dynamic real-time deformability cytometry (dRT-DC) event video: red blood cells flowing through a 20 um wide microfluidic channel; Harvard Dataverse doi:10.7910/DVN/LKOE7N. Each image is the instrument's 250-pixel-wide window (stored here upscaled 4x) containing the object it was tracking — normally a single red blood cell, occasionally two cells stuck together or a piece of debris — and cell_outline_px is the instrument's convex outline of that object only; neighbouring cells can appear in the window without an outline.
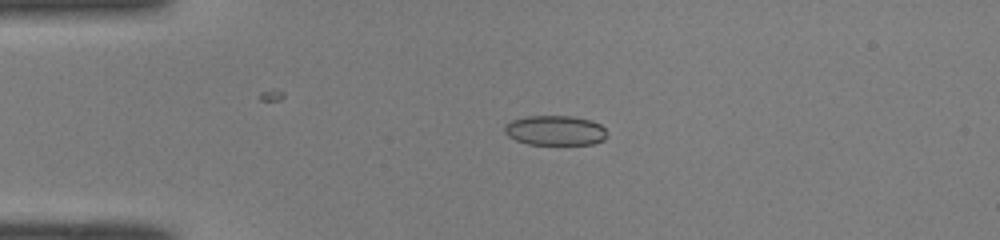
{"species": "common noctule bat (a hibernating species)", "species_latin": "Nyctalus noctula", "temperature_condition": "room temperature", "stored_images_in_passage": 50, "camera_frame_rate_fps": 3000, "um_per_image_px": 0.085, "animal": {"sex": "male", "body_mass_g": 19.0, "forearm_length_mm": 50.8}, "frame": {"image": 1, "passage_image": 12, "time_ms": 3.667, "image_size_px": [1000, 240], "cell_outline_px": [[608, 136], [604, 140], [592, 144], [528, 144], [516, 140], [508, 136], [504, 132], [504, 124], [512, 120], [524, 116], [572, 116], [592, 120], [600, 124], [608, 132]], "centroid_in_image_um": [47.2, 11.08], "position_along_channel_um": 37.8, "area_um2": 18.03}}
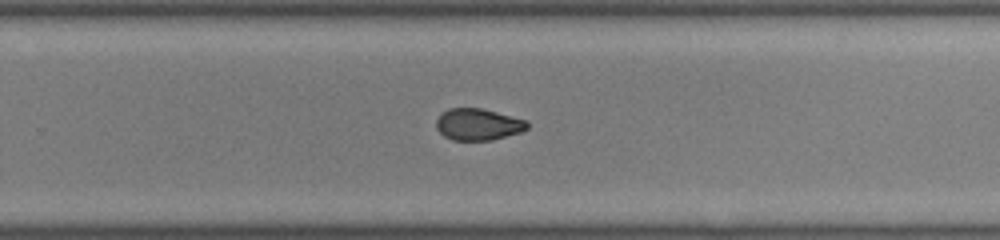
{"frame": {"image": 2, "passage_image": 33, "time_ms": 10.667, "image_size_px": [1000, 240], "cell_outline_px": [[528, 128], [520, 132], [492, 140], [452, 140], [444, 136], [436, 128], [436, 120], [448, 108], [480, 108], [528, 120]], "centroid_in_image_um": [40.64, 10.58], "position_along_channel_um": 289.2, "area_um2": 16.7}}
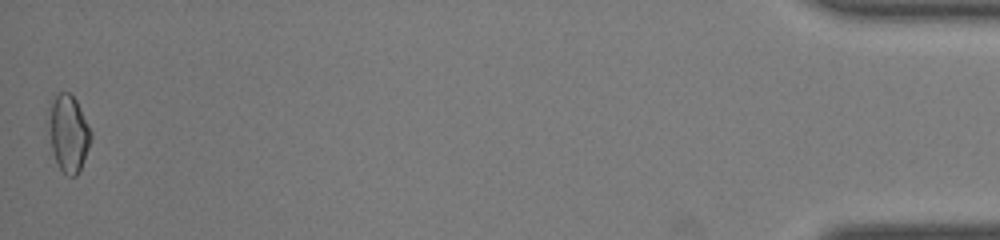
{"frame": {"image": 3, "passage_image": 50, "time_ms": 16.333, "image_size_px": [1000, 240], "cell_outline_px": [[92, 136], [88, 148], [80, 168], [76, 176], [68, 176], [60, 168], [52, 152], [48, 132], [48, 100], [56, 92], [68, 92], [76, 100], [92, 132]], "centroid_in_image_um": [5.77, 11.26], "position_along_channel_um": 429.4, "area_um2": 19.19}, "authors_computed_cell_mechanics": {"area_um2": 17.8602, "velocity_mm_per_s": 4.094, "shape_relaxation_time_tau1_ms": null, "shape_relaxation_time_tau2_ms": 1.8063, "deformation_change_tau1": null, "deformation_change_tau2": 0.0616}}